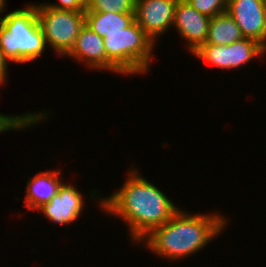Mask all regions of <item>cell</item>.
Returning <instances> with one entry per match:
<instances>
[{"mask_svg":"<svg viewBox=\"0 0 266 267\" xmlns=\"http://www.w3.org/2000/svg\"><path fill=\"white\" fill-rule=\"evenodd\" d=\"M133 169H129L124 184L109 197L99 198L100 193L95 189L90 192V198L99 199L100 209L106 214L124 221L132 243L137 244L153 229L168 222L180 208L158 186Z\"/></svg>","mask_w":266,"mask_h":267,"instance_id":"cell-1","label":"cell"},{"mask_svg":"<svg viewBox=\"0 0 266 267\" xmlns=\"http://www.w3.org/2000/svg\"><path fill=\"white\" fill-rule=\"evenodd\" d=\"M185 212L181 208L160 227L153 229L139 244L169 261H179L197 253L219 236L228 218L212 212L200 214Z\"/></svg>","mask_w":266,"mask_h":267,"instance_id":"cell-2","label":"cell"},{"mask_svg":"<svg viewBox=\"0 0 266 267\" xmlns=\"http://www.w3.org/2000/svg\"><path fill=\"white\" fill-rule=\"evenodd\" d=\"M47 45L36 14V4L13 10L0 19V50L14 63L36 61Z\"/></svg>","mask_w":266,"mask_h":267,"instance_id":"cell-3","label":"cell"},{"mask_svg":"<svg viewBox=\"0 0 266 267\" xmlns=\"http://www.w3.org/2000/svg\"><path fill=\"white\" fill-rule=\"evenodd\" d=\"M103 42L107 72L146 75L151 69L156 44L136 21L121 32L108 33L103 37Z\"/></svg>","mask_w":266,"mask_h":267,"instance_id":"cell-4","label":"cell"},{"mask_svg":"<svg viewBox=\"0 0 266 267\" xmlns=\"http://www.w3.org/2000/svg\"><path fill=\"white\" fill-rule=\"evenodd\" d=\"M36 14L47 47L65 57L85 25V11L58 10L44 3L36 5Z\"/></svg>","mask_w":266,"mask_h":267,"instance_id":"cell-5","label":"cell"},{"mask_svg":"<svg viewBox=\"0 0 266 267\" xmlns=\"http://www.w3.org/2000/svg\"><path fill=\"white\" fill-rule=\"evenodd\" d=\"M266 48L259 42L242 38L229 45L204 43L192 54L198 59L221 69H234L244 66L252 59L261 58Z\"/></svg>","mask_w":266,"mask_h":267,"instance_id":"cell-6","label":"cell"},{"mask_svg":"<svg viewBox=\"0 0 266 267\" xmlns=\"http://www.w3.org/2000/svg\"><path fill=\"white\" fill-rule=\"evenodd\" d=\"M177 1L136 0L135 21L154 44L159 36L171 30L170 27L173 26Z\"/></svg>","mask_w":266,"mask_h":267,"instance_id":"cell-7","label":"cell"},{"mask_svg":"<svg viewBox=\"0 0 266 267\" xmlns=\"http://www.w3.org/2000/svg\"><path fill=\"white\" fill-rule=\"evenodd\" d=\"M227 13L244 38L253 39L266 48V8L263 0H227Z\"/></svg>","mask_w":266,"mask_h":267,"instance_id":"cell-8","label":"cell"},{"mask_svg":"<svg viewBox=\"0 0 266 267\" xmlns=\"http://www.w3.org/2000/svg\"><path fill=\"white\" fill-rule=\"evenodd\" d=\"M65 180L58 189V193L47 203H44L37 210L41 212L47 220L57 225H68L80 218L84 210L86 197ZM85 199V200H84Z\"/></svg>","mask_w":266,"mask_h":267,"instance_id":"cell-9","label":"cell"},{"mask_svg":"<svg viewBox=\"0 0 266 267\" xmlns=\"http://www.w3.org/2000/svg\"><path fill=\"white\" fill-rule=\"evenodd\" d=\"M210 18L203 15L192 7L186 0H178L175 13L173 28L185 40L189 52H195L203 45L208 36Z\"/></svg>","mask_w":266,"mask_h":267,"instance_id":"cell-10","label":"cell"},{"mask_svg":"<svg viewBox=\"0 0 266 267\" xmlns=\"http://www.w3.org/2000/svg\"><path fill=\"white\" fill-rule=\"evenodd\" d=\"M65 57L86 64L90 70H104V72L106 70V51L103 37H100L86 25L80 30L74 46Z\"/></svg>","mask_w":266,"mask_h":267,"instance_id":"cell-11","label":"cell"},{"mask_svg":"<svg viewBox=\"0 0 266 267\" xmlns=\"http://www.w3.org/2000/svg\"><path fill=\"white\" fill-rule=\"evenodd\" d=\"M61 172L59 169H49V171H40L33 177L30 176L25 190L26 196L21 199L24 200V206L29 211L37 210L58 193V189L63 183L61 177L63 173Z\"/></svg>","mask_w":266,"mask_h":267,"instance_id":"cell-12","label":"cell"},{"mask_svg":"<svg viewBox=\"0 0 266 267\" xmlns=\"http://www.w3.org/2000/svg\"><path fill=\"white\" fill-rule=\"evenodd\" d=\"M135 21V13L90 12L85 10V25L100 37L121 32Z\"/></svg>","mask_w":266,"mask_h":267,"instance_id":"cell-13","label":"cell"},{"mask_svg":"<svg viewBox=\"0 0 266 267\" xmlns=\"http://www.w3.org/2000/svg\"><path fill=\"white\" fill-rule=\"evenodd\" d=\"M244 38L234 19L227 13L210 18L208 36L205 43L229 45Z\"/></svg>","mask_w":266,"mask_h":267,"instance_id":"cell-14","label":"cell"},{"mask_svg":"<svg viewBox=\"0 0 266 267\" xmlns=\"http://www.w3.org/2000/svg\"><path fill=\"white\" fill-rule=\"evenodd\" d=\"M6 78L0 75V86L6 83ZM47 112L43 113V111L38 112H30L23 113L20 115H7L0 113V116L14 129V130H23L27 127L30 128L34 125L40 124L41 121L47 120ZM46 118V119H45Z\"/></svg>","mask_w":266,"mask_h":267,"instance_id":"cell-15","label":"cell"},{"mask_svg":"<svg viewBox=\"0 0 266 267\" xmlns=\"http://www.w3.org/2000/svg\"><path fill=\"white\" fill-rule=\"evenodd\" d=\"M136 0H88L87 11L135 13Z\"/></svg>","mask_w":266,"mask_h":267,"instance_id":"cell-16","label":"cell"},{"mask_svg":"<svg viewBox=\"0 0 266 267\" xmlns=\"http://www.w3.org/2000/svg\"><path fill=\"white\" fill-rule=\"evenodd\" d=\"M197 11L212 18L227 12V0H186Z\"/></svg>","mask_w":266,"mask_h":267,"instance_id":"cell-17","label":"cell"},{"mask_svg":"<svg viewBox=\"0 0 266 267\" xmlns=\"http://www.w3.org/2000/svg\"><path fill=\"white\" fill-rule=\"evenodd\" d=\"M58 3L44 4L48 7L58 10H71V11H85L87 8L88 0H58Z\"/></svg>","mask_w":266,"mask_h":267,"instance_id":"cell-18","label":"cell"},{"mask_svg":"<svg viewBox=\"0 0 266 267\" xmlns=\"http://www.w3.org/2000/svg\"><path fill=\"white\" fill-rule=\"evenodd\" d=\"M9 61L3 56L2 51L0 50V75L8 78V64Z\"/></svg>","mask_w":266,"mask_h":267,"instance_id":"cell-19","label":"cell"},{"mask_svg":"<svg viewBox=\"0 0 266 267\" xmlns=\"http://www.w3.org/2000/svg\"><path fill=\"white\" fill-rule=\"evenodd\" d=\"M4 8H6V1L5 0H0V16H1V13H4ZM2 17H0L1 19Z\"/></svg>","mask_w":266,"mask_h":267,"instance_id":"cell-20","label":"cell"},{"mask_svg":"<svg viewBox=\"0 0 266 267\" xmlns=\"http://www.w3.org/2000/svg\"><path fill=\"white\" fill-rule=\"evenodd\" d=\"M263 4H264V6H265V8H266V0H263Z\"/></svg>","mask_w":266,"mask_h":267,"instance_id":"cell-21","label":"cell"}]
</instances>
